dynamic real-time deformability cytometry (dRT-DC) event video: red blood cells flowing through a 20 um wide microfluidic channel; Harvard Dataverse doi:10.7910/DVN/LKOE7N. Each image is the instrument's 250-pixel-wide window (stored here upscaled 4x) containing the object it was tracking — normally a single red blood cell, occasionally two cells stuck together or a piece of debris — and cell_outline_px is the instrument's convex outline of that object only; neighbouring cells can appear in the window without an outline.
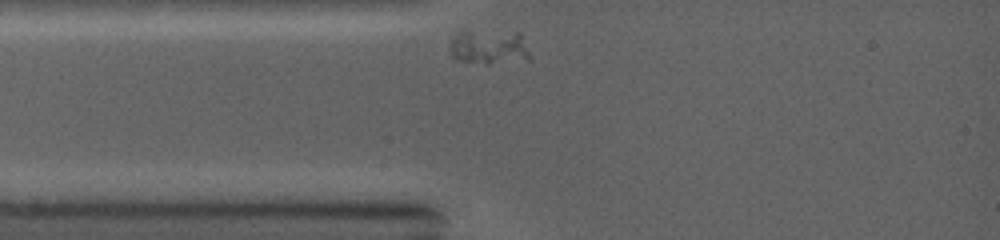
{"species": "common noctule bat (a hibernating species)", "species_latin": "Nyctalus noctula", "temperature_condition": "warm", "stored_images_in_passage": 7, "camera_frame_rate_fps": 5000, "um_per_image_px": 0.085, "animal": {"sex": "female", "body_mass_g": 19.0, "forearm_length_mm": 53.3}, "frame": {"image": 1, "passage_image": 1, "time_ms": 0.0, "image_size_px": [1000, 240], "cell_outline_px": [[532, 56], [528, 60], [488, 64], [484, 64], [464, 60], [456, 56], [468, 48], [516, 32], [520, 32]], "centroid_in_image_um": [42.38, 4.31], "position_along_channel_um": 42.6, "area_um2": 10.64}}